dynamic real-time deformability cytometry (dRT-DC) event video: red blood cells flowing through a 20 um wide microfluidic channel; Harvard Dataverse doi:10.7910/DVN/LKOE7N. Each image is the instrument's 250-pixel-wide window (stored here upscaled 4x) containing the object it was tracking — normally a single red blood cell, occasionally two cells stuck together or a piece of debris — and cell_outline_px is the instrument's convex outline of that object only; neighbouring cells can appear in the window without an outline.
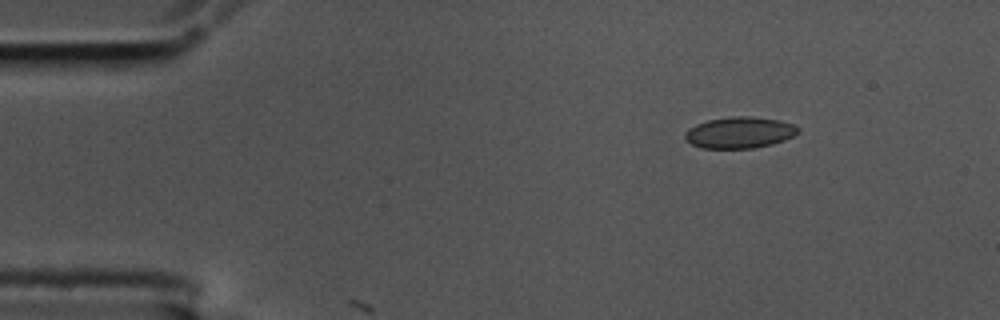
{"species": "common noctule bat (a hibernating species)", "species_latin": "Nyctalus noctula", "temperature_condition": "cold", "stored_images_in_passage": 3, "camera_frame_rate_fps": 3000, "um_per_image_px": 0.085, "animal": {"sex": "male", "body_mass_g": 17.5, "forearm_length_mm": 52.3}, "frame": {"image": 1, "passage_image": 1, "time_ms": 0.0, "image_size_px": [1000, 320], "cell_outline_px": [[800, 132], [784, 140], [772, 144], [752, 148], [700, 148], [692, 144], [684, 136], [684, 132], [688, 128], [696, 124], [708, 120], [728, 116], [752, 116], [780, 120], [796, 124], [800, 128]], "centroid_in_image_um": [62.89, 11.25], "position_along_channel_um": 22.1, "area_um2": 20.87}}